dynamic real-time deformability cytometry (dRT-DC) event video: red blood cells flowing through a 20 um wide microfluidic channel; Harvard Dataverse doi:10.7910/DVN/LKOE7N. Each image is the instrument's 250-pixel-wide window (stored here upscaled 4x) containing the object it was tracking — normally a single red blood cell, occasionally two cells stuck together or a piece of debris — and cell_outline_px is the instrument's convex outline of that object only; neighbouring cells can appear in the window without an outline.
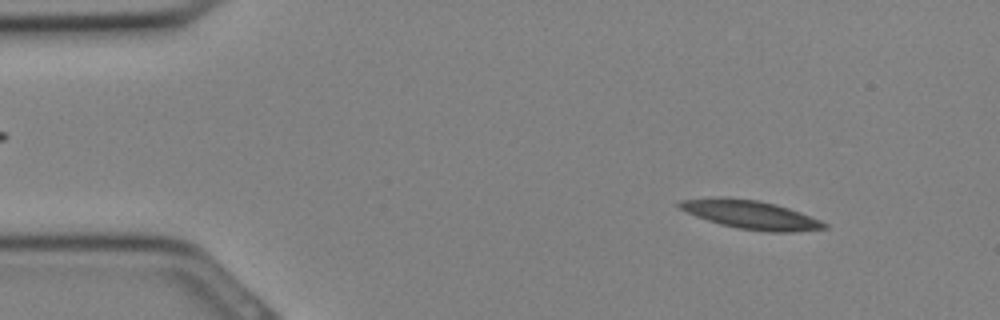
{"species": "Egyptian fruit bat (a non-hibernating species)", "species_latin": "Rousettus aegyptiacus", "temperature_condition": "cold", "stored_images_in_passage": 31, "camera_frame_rate_fps": 3000, "um_per_image_px": 0.085, "animal": {"sex": "female"}, "frame": {"image": 1, "passage_image": 3, "time_ms": 0.667, "image_size_px": [1000, 320], "cell_outline_px": [[828, 228], [796, 232], [768, 232], [736, 228], [720, 224], [696, 216], [680, 208], [676, 204], [680, 200], [712, 196], [724, 196], [756, 200], [776, 204], [800, 212], [820, 220], [828, 224]], "centroid_in_image_um": [63.8, 18.24], "position_along_channel_um": 21.2, "area_um2": 24.33}}
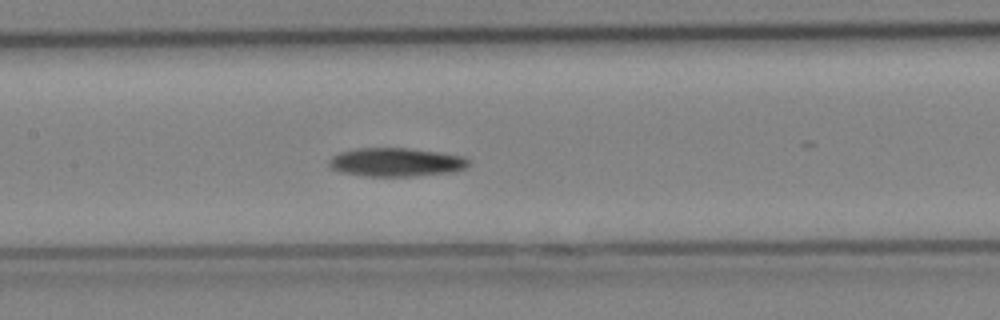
{"frame": {"image": 2, "passage_image": 14, "time_ms": 4.333, "image_size_px": [1000, 320], "cell_outline_px": [[468, 164], [464, 168], [452, 172], [416, 176], [368, 176], [340, 172], [332, 168], [328, 164], [328, 160], [332, 156], [340, 152], [356, 148], [408, 148], [440, 152], [464, 156], [468, 160]], "centroid_in_image_um": [33.65, 13.78], "position_along_channel_um": 173.8, "area_um2": 23.29}}
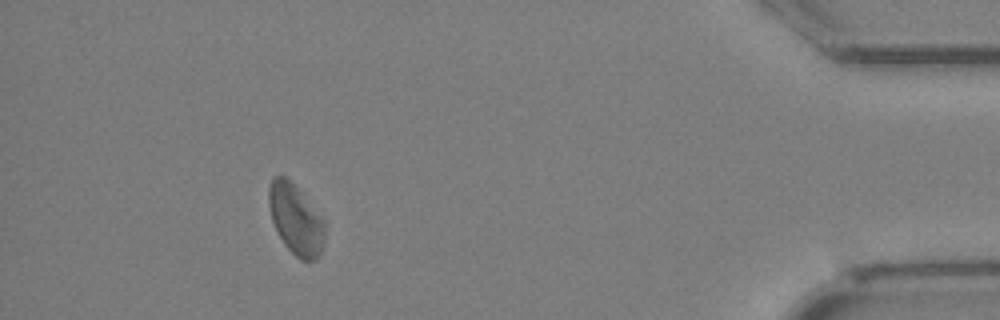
{"frame": {"image": 3, "passage_image": 28, "time_ms": 9.0, "image_size_px": [1000, 320], "cell_outline_px": [[324, 248], [316, 260], [300, 260], [284, 244], [272, 220], [268, 204], [268, 188], [272, 176], [284, 176], [300, 192], [324, 220]], "centroid_in_image_um": [25.13, 18.67], "position_along_channel_um": 410.1, "area_um2": 22.6}}